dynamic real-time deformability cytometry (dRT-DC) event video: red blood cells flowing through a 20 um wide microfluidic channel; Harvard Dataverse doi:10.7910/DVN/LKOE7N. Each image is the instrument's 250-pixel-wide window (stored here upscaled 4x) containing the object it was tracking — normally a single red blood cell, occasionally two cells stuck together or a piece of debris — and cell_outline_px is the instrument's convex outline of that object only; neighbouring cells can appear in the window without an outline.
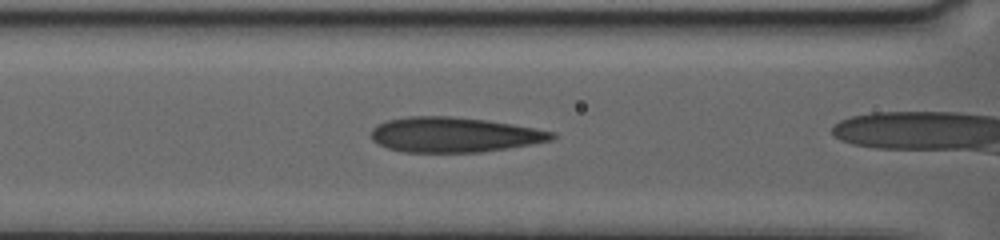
{"species": "human", "species_latin": "Homo sapiens", "temperature_condition": "warm", "stored_images_in_passage": 46, "camera_frame_rate_fps": 3000, "um_per_image_px": 0.085, "donor": {"sex": "female"}, "frame": {"image": 1, "passage_image": 7, "time_ms": 1.333, "image_size_px": [1000, 240], "cell_outline_px": [[556, 136], [552, 140], [532, 144], [508, 148], [480, 152], [404, 152], [388, 148], [372, 140], [372, 128], [376, 124], [388, 120], [408, 116], [452, 116], [488, 120], [512, 124], [556, 132]], "centroid_in_image_um": [38.61, 11.44], "position_along_channel_um": 128.0, "area_um2": 36.93}}
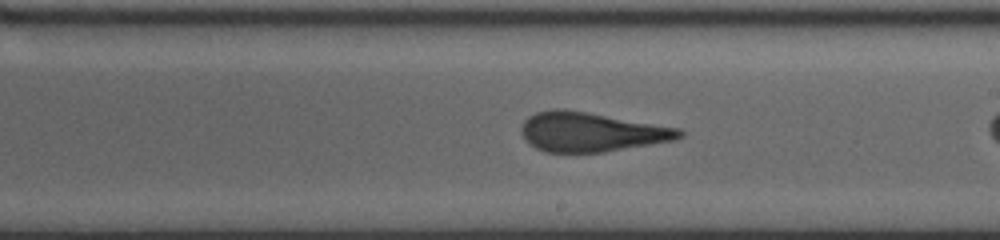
{"frame": {"image": 2, "passage_image": 23, "time_ms": 4.667, "image_size_px": [1000, 240], "cell_outline_px": [[684, 136], [672, 140], [604, 152], [544, 152], [536, 148], [520, 132], [520, 128], [524, 120], [528, 116], [536, 112], [552, 108], [564, 108], [588, 112], [680, 128], [684, 132]], "centroid_in_image_um": [50.23, 11.2], "position_along_channel_um": 238.8, "area_um2": 36.18}}
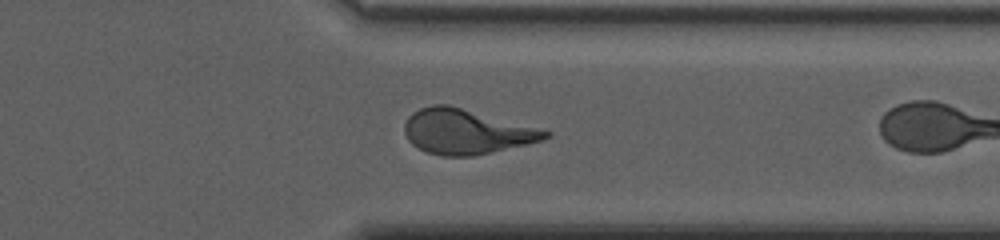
{"frame": {"image": 3, "passage_image": 43, "time_ms": 8.667, "image_size_px": [1000, 240], "cell_outline_px": [[552, 136], [540, 140], [524, 144], [472, 156], [440, 156], [428, 152], [412, 144], [408, 140], [404, 132], [404, 124], [408, 116], [412, 112], [420, 108], [432, 104], [448, 104], [552, 132]], "centroid_in_image_um": [39.56, 11.18], "position_along_channel_um": 371.8, "area_um2": 36.3}}